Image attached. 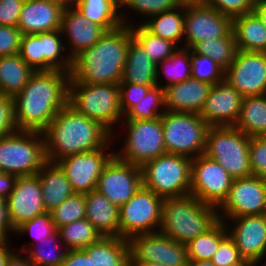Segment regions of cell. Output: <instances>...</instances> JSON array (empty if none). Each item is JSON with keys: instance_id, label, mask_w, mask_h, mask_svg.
Returning <instances> with one entry per match:
<instances>
[{"instance_id": "cell-58", "label": "cell", "mask_w": 266, "mask_h": 266, "mask_svg": "<svg viewBox=\"0 0 266 266\" xmlns=\"http://www.w3.org/2000/svg\"><path fill=\"white\" fill-rule=\"evenodd\" d=\"M11 245L13 244L10 241H0V266H6L10 257L16 252V248L11 250Z\"/></svg>"}, {"instance_id": "cell-54", "label": "cell", "mask_w": 266, "mask_h": 266, "mask_svg": "<svg viewBox=\"0 0 266 266\" xmlns=\"http://www.w3.org/2000/svg\"><path fill=\"white\" fill-rule=\"evenodd\" d=\"M25 0H0V25L17 27Z\"/></svg>"}, {"instance_id": "cell-26", "label": "cell", "mask_w": 266, "mask_h": 266, "mask_svg": "<svg viewBox=\"0 0 266 266\" xmlns=\"http://www.w3.org/2000/svg\"><path fill=\"white\" fill-rule=\"evenodd\" d=\"M120 83L157 85V64L134 39L128 45L127 59Z\"/></svg>"}, {"instance_id": "cell-41", "label": "cell", "mask_w": 266, "mask_h": 266, "mask_svg": "<svg viewBox=\"0 0 266 266\" xmlns=\"http://www.w3.org/2000/svg\"><path fill=\"white\" fill-rule=\"evenodd\" d=\"M165 111L164 89L156 85L123 115V120H152L161 117Z\"/></svg>"}, {"instance_id": "cell-30", "label": "cell", "mask_w": 266, "mask_h": 266, "mask_svg": "<svg viewBox=\"0 0 266 266\" xmlns=\"http://www.w3.org/2000/svg\"><path fill=\"white\" fill-rule=\"evenodd\" d=\"M34 72L18 53L0 57V93L13 98Z\"/></svg>"}, {"instance_id": "cell-16", "label": "cell", "mask_w": 266, "mask_h": 266, "mask_svg": "<svg viewBox=\"0 0 266 266\" xmlns=\"http://www.w3.org/2000/svg\"><path fill=\"white\" fill-rule=\"evenodd\" d=\"M224 80L243 97L264 95L266 91V52L237 50L225 70Z\"/></svg>"}, {"instance_id": "cell-20", "label": "cell", "mask_w": 266, "mask_h": 266, "mask_svg": "<svg viewBox=\"0 0 266 266\" xmlns=\"http://www.w3.org/2000/svg\"><path fill=\"white\" fill-rule=\"evenodd\" d=\"M243 96L227 81L211 86L199 116L209 126H235Z\"/></svg>"}, {"instance_id": "cell-49", "label": "cell", "mask_w": 266, "mask_h": 266, "mask_svg": "<svg viewBox=\"0 0 266 266\" xmlns=\"http://www.w3.org/2000/svg\"><path fill=\"white\" fill-rule=\"evenodd\" d=\"M188 254L185 244L177 242L164 234L163 266H188Z\"/></svg>"}, {"instance_id": "cell-32", "label": "cell", "mask_w": 266, "mask_h": 266, "mask_svg": "<svg viewBox=\"0 0 266 266\" xmlns=\"http://www.w3.org/2000/svg\"><path fill=\"white\" fill-rule=\"evenodd\" d=\"M38 243L25 245L27 247L21 245L17 252L19 250L24 253L34 266H60L62 264L68 249L60 240L58 230Z\"/></svg>"}, {"instance_id": "cell-47", "label": "cell", "mask_w": 266, "mask_h": 266, "mask_svg": "<svg viewBox=\"0 0 266 266\" xmlns=\"http://www.w3.org/2000/svg\"><path fill=\"white\" fill-rule=\"evenodd\" d=\"M249 159L253 175L266 181V136L251 137Z\"/></svg>"}, {"instance_id": "cell-57", "label": "cell", "mask_w": 266, "mask_h": 266, "mask_svg": "<svg viewBox=\"0 0 266 266\" xmlns=\"http://www.w3.org/2000/svg\"><path fill=\"white\" fill-rule=\"evenodd\" d=\"M18 176L0 172V197L7 199L15 187Z\"/></svg>"}, {"instance_id": "cell-14", "label": "cell", "mask_w": 266, "mask_h": 266, "mask_svg": "<svg viewBox=\"0 0 266 266\" xmlns=\"http://www.w3.org/2000/svg\"><path fill=\"white\" fill-rule=\"evenodd\" d=\"M116 139L111 138L97 150L69 155L56 162L71 183L74 193L86 194L96 189L105 165L115 155L111 147H114L112 144Z\"/></svg>"}, {"instance_id": "cell-2", "label": "cell", "mask_w": 266, "mask_h": 266, "mask_svg": "<svg viewBox=\"0 0 266 266\" xmlns=\"http://www.w3.org/2000/svg\"><path fill=\"white\" fill-rule=\"evenodd\" d=\"M48 162L102 148L112 134L98 121L76 112L68 104L63 107L43 131Z\"/></svg>"}, {"instance_id": "cell-17", "label": "cell", "mask_w": 266, "mask_h": 266, "mask_svg": "<svg viewBox=\"0 0 266 266\" xmlns=\"http://www.w3.org/2000/svg\"><path fill=\"white\" fill-rule=\"evenodd\" d=\"M266 214V181L259 176L233 180L229 194L218 208L219 217Z\"/></svg>"}, {"instance_id": "cell-12", "label": "cell", "mask_w": 266, "mask_h": 266, "mask_svg": "<svg viewBox=\"0 0 266 266\" xmlns=\"http://www.w3.org/2000/svg\"><path fill=\"white\" fill-rule=\"evenodd\" d=\"M233 180L214 159L204 154L192 159L190 194L204 204L219 208L226 200Z\"/></svg>"}, {"instance_id": "cell-46", "label": "cell", "mask_w": 266, "mask_h": 266, "mask_svg": "<svg viewBox=\"0 0 266 266\" xmlns=\"http://www.w3.org/2000/svg\"><path fill=\"white\" fill-rule=\"evenodd\" d=\"M18 54L34 71H43L41 33L22 35Z\"/></svg>"}, {"instance_id": "cell-8", "label": "cell", "mask_w": 266, "mask_h": 266, "mask_svg": "<svg viewBox=\"0 0 266 266\" xmlns=\"http://www.w3.org/2000/svg\"><path fill=\"white\" fill-rule=\"evenodd\" d=\"M192 159L165 153L142 167L143 185L163 198L190 194Z\"/></svg>"}, {"instance_id": "cell-64", "label": "cell", "mask_w": 266, "mask_h": 266, "mask_svg": "<svg viewBox=\"0 0 266 266\" xmlns=\"http://www.w3.org/2000/svg\"><path fill=\"white\" fill-rule=\"evenodd\" d=\"M227 266H255L251 261L243 259L240 263H235Z\"/></svg>"}, {"instance_id": "cell-33", "label": "cell", "mask_w": 266, "mask_h": 266, "mask_svg": "<svg viewBox=\"0 0 266 266\" xmlns=\"http://www.w3.org/2000/svg\"><path fill=\"white\" fill-rule=\"evenodd\" d=\"M74 6L89 21L106 31L123 25L121 8L113 0H76Z\"/></svg>"}, {"instance_id": "cell-19", "label": "cell", "mask_w": 266, "mask_h": 266, "mask_svg": "<svg viewBox=\"0 0 266 266\" xmlns=\"http://www.w3.org/2000/svg\"><path fill=\"white\" fill-rule=\"evenodd\" d=\"M10 222L14 229L23 222L46 212L38 175L18 176L15 187L6 199Z\"/></svg>"}, {"instance_id": "cell-53", "label": "cell", "mask_w": 266, "mask_h": 266, "mask_svg": "<svg viewBox=\"0 0 266 266\" xmlns=\"http://www.w3.org/2000/svg\"><path fill=\"white\" fill-rule=\"evenodd\" d=\"M17 131L14 121L13 98L0 93V137Z\"/></svg>"}, {"instance_id": "cell-27", "label": "cell", "mask_w": 266, "mask_h": 266, "mask_svg": "<svg viewBox=\"0 0 266 266\" xmlns=\"http://www.w3.org/2000/svg\"><path fill=\"white\" fill-rule=\"evenodd\" d=\"M237 50L266 52V28L253 11L233 18Z\"/></svg>"}, {"instance_id": "cell-62", "label": "cell", "mask_w": 266, "mask_h": 266, "mask_svg": "<svg viewBox=\"0 0 266 266\" xmlns=\"http://www.w3.org/2000/svg\"><path fill=\"white\" fill-rule=\"evenodd\" d=\"M188 266H215L211 260L189 261Z\"/></svg>"}, {"instance_id": "cell-45", "label": "cell", "mask_w": 266, "mask_h": 266, "mask_svg": "<svg viewBox=\"0 0 266 266\" xmlns=\"http://www.w3.org/2000/svg\"><path fill=\"white\" fill-rule=\"evenodd\" d=\"M55 224L52 221L51 213L44 212L42 214L37 215L31 220L23 222L20 226L15 229V234L20 235H30L33 239V244H36L47 236L52 235L56 231Z\"/></svg>"}, {"instance_id": "cell-34", "label": "cell", "mask_w": 266, "mask_h": 266, "mask_svg": "<svg viewBox=\"0 0 266 266\" xmlns=\"http://www.w3.org/2000/svg\"><path fill=\"white\" fill-rule=\"evenodd\" d=\"M62 37L60 29L41 33L43 71L60 70L70 73L72 58L67 52Z\"/></svg>"}, {"instance_id": "cell-10", "label": "cell", "mask_w": 266, "mask_h": 266, "mask_svg": "<svg viewBox=\"0 0 266 266\" xmlns=\"http://www.w3.org/2000/svg\"><path fill=\"white\" fill-rule=\"evenodd\" d=\"M126 128V139L122 151H114L122 161L142 167L166 152L161 117L152 120H122ZM126 124V125H125Z\"/></svg>"}, {"instance_id": "cell-68", "label": "cell", "mask_w": 266, "mask_h": 266, "mask_svg": "<svg viewBox=\"0 0 266 266\" xmlns=\"http://www.w3.org/2000/svg\"><path fill=\"white\" fill-rule=\"evenodd\" d=\"M264 5H266V0H260Z\"/></svg>"}, {"instance_id": "cell-1", "label": "cell", "mask_w": 266, "mask_h": 266, "mask_svg": "<svg viewBox=\"0 0 266 266\" xmlns=\"http://www.w3.org/2000/svg\"><path fill=\"white\" fill-rule=\"evenodd\" d=\"M69 72L35 71L23 89L13 97L17 130L43 132L68 104Z\"/></svg>"}, {"instance_id": "cell-9", "label": "cell", "mask_w": 266, "mask_h": 266, "mask_svg": "<svg viewBox=\"0 0 266 266\" xmlns=\"http://www.w3.org/2000/svg\"><path fill=\"white\" fill-rule=\"evenodd\" d=\"M161 121L167 153L191 159L204 154L209 125L199 114L166 110Z\"/></svg>"}, {"instance_id": "cell-39", "label": "cell", "mask_w": 266, "mask_h": 266, "mask_svg": "<svg viewBox=\"0 0 266 266\" xmlns=\"http://www.w3.org/2000/svg\"><path fill=\"white\" fill-rule=\"evenodd\" d=\"M130 27L133 39L157 65L169 59L179 48L170 40L152 35L141 24L131 25Z\"/></svg>"}, {"instance_id": "cell-60", "label": "cell", "mask_w": 266, "mask_h": 266, "mask_svg": "<svg viewBox=\"0 0 266 266\" xmlns=\"http://www.w3.org/2000/svg\"><path fill=\"white\" fill-rule=\"evenodd\" d=\"M253 11L258 15L262 24L266 28V5H264L260 0H257Z\"/></svg>"}, {"instance_id": "cell-52", "label": "cell", "mask_w": 266, "mask_h": 266, "mask_svg": "<svg viewBox=\"0 0 266 266\" xmlns=\"http://www.w3.org/2000/svg\"><path fill=\"white\" fill-rule=\"evenodd\" d=\"M22 35L18 27L0 25V57L19 53Z\"/></svg>"}, {"instance_id": "cell-36", "label": "cell", "mask_w": 266, "mask_h": 266, "mask_svg": "<svg viewBox=\"0 0 266 266\" xmlns=\"http://www.w3.org/2000/svg\"><path fill=\"white\" fill-rule=\"evenodd\" d=\"M228 235L226 224L219 220L211 229L186 244L189 261L211 260L220 242Z\"/></svg>"}, {"instance_id": "cell-13", "label": "cell", "mask_w": 266, "mask_h": 266, "mask_svg": "<svg viewBox=\"0 0 266 266\" xmlns=\"http://www.w3.org/2000/svg\"><path fill=\"white\" fill-rule=\"evenodd\" d=\"M233 18L222 14L204 2H185L184 48L191 49L206 39L229 36Z\"/></svg>"}, {"instance_id": "cell-11", "label": "cell", "mask_w": 266, "mask_h": 266, "mask_svg": "<svg viewBox=\"0 0 266 266\" xmlns=\"http://www.w3.org/2000/svg\"><path fill=\"white\" fill-rule=\"evenodd\" d=\"M164 198L142 185L119 207L120 238L160 231Z\"/></svg>"}, {"instance_id": "cell-44", "label": "cell", "mask_w": 266, "mask_h": 266, "mask_svg": "<svg viewBox=\"0 0 266 266\" xmlns=\"http://www.w3.org/2000/svg\"><path fill=\"white\" fill-rule=\"evenodd\" d=\"M191 78L211 85L224 80L225 70L208 56L196 54L190 49Z\"/></svg>"}, {"instance_id": "cell-65", "label": "cell", "mask_w": 266, "mask_h": 266, "mask_svg": "<svg viewBox=\"0 0 266 266\" xmlns=\"http://www.w3.org/2000/svg\"><path fill=\"white\" fill-rule=\"evenodd\" d=\"M113 1L121 8L125 0H113Z\"/></svg>"}, {"instance_id": "cell-24", "label": "cell", "mask_w": 266, "mask_h": 266, "mask_svg": "<svg viewBox=\"0 0 266 266\" xmlns=\"http://www.w3.org/2000/svg\"><path fill=\"white\" fill-rule=\"evenodd\" d=\"M86 219L102 237H120L119 207L112 204L101 192L85 194Z\"/></svg>"}, {"instance_id": "cell-18", "label": "cell", "mask_w": 266, "mask_h": 266, "mask_svg": "<svg viewBox=\"0 0 266 266\" xmlns=\"http://www.w3.org/2000/svg\"><path fill=\"white\" fill-rule=\"evenodd\" d=\"M219 219L226 224L228 235L234 240L244 259L251 261L254 265L265 260L266 214L219 217Z\"/></svg>"}, {"instance_id": "cell-43", "label": "cell", "mask_w": 266, "mask_h": 266, "mask_svg": "<svg viewBox=\"0 0 266 266\" xmlns=\"http://www.w3.org/2000/svg\"><path fill=\"white\" fill-rule=\"evenodd\" d=\"M50 213L56 229L86 218L85 194L74 193Z\"/></svg>"}, {"instance_id": "cell-38", "label": "cell", "mask_w": 266, "mask_h": 266, "mask_svg": "<svg viewBox=\"0 0 266 266\" xmlns=\"http://www.w3.org/2000/svg\"><path fill=\"white\" fill-rule=\"evenodd\" d=\"M57 230L60 240L68 250L85 249L102 238L86 218L63 225Z\"/></svg>"}, {"instance_id": "cell-7", "label": "cell", "mask_w": 266, "mask_h": 266, "mask_svg": "<svg viewBox=\"0 0 266 266\" xmlns=\"http://www.w3.org/2000/svg\"><path fill=\"white\" fill-rule=\"evenodd\" d=\"M250 140L234 126H209L204 155L217 161L234 179L250 177Z\"/></svg>"}, {"instance_id": "cell-40", "label": "cell", "mask_w": 266, "mask_h": 266, "mask_svg": "<svg viewBox=\"0 0 266 266\" xmlns=\"http://www.w3.org/2000/svg\"><path fill=\"white\" fill-rule=\"evenodd\" d=\"M196 54L208 56L226 70L233 62L237 46L234 33L218 39H206L191 48Z\"/></svg>"}, {"instance_id": "cell-61", "label": "cell", "mask_w": 266, "mask_h": 266, "mask_svg": "<svg viewBox=\"0 0 266 266\" xmlns=\"http://www.w3.org/2000/svg\"><path fill=\"white\" fill-rule=\"evenodd\" d=\"M47 1L54 2L58 5H61L65 9V8L73 7L75 5L76 0H47Z\"/></svg>"}, {"instance_id": "cell-15", "label": "cell", "mask_w": 266, "mask_h": 266, "mask_svg": "<svg viewBox=\"0 0 266 266\" xmlns=\"http://www.w3.org/2000/svg\"><path fill=\"white\" fill-rule=\"evenodd\" d=\"M142 185L143 174L141 167L122 161L114 155L100 174L96 190L101 192L112 204L120 207Z\"/></svg>"}, {"instance_id": "cell-4", "label": "cell", "mask_w": 266, "mask_h": 266, "mask_svg": "<svg viewBox=\"0 0 266 266\" xmlns=\"http://www.w3.org/2000/svg\"><path fill=\"white\" fill-rule=\"evenodd\" d=\"M219 220L218 208L204 204L192 194L168 197L163 200L160 232L186 245Z\"/></svg>"}, {"instance_id": "cell-5", "label": "cell", "mask_w": 266, "mask_h": 266, "mask_svg": "<svg viewBox=\"0 0 266 266\" xmlns=\"http://www.w3.org/2000/svg\"><path fill=\"white\" fill-rule=\"evenodd\" d=\"M68 105L89 119L98 121L112 134V138L116 137L115 126L123 120L119 84H86L70 78Z\"/></svg>"}, {"instance_id": "cell-6", "label": "cell", "mask_w": 266, "mask_h": 266, "mask_svg": "<svg viewBox=\"0 0 266 266\" xmlns=\"http://www.w3.org/2000/svg\"><path fill=\"white\" fill-rule=\"evenodd\" d=\"M46 162L43 132L17 130L0 137V172L36 175Z\"/></svg>"}, {"instance_id": "cell-31", "label": "cell", "mask_w": 266, "mask_h": 266, "mask_svg": "<svg viewBox=\"0 0 266 266\" xmlns=\"http://www.w3.org/2000/svg\"><path fill=\"white\" fill-rule=\"evenodd\" d=\"M234 127L250 137L266 136V96L243 97L240 115Z\"/></svg>"}, {"instance_id": "cell-29", "label": "cell", "mask_w": 266, "mask_h": 266, "mask_svg": "<svg viewBox=\"0 0 266 266\" xmlns=\"http://www.w3.org/2000/svg\"><path fill=\"white\" fill-rule=\"evenodd\" d=\"M184 16L185 3H182L174 10L149 17L141 25L152 35L170 40L179 48H183Z\"/></svg>"}, {"instance_id": "cell-42", "label": "cell", "mask_w": 266, "mask_h": 266, "mask_svg": "<svg viewBox=\"0 0 266 266\" xmlns=\"http://www.w3.org/2000/svg\"><path fill=\"white\" fill-rule=\"evenodd\" d=\"M183 2L181 0H125L123 6L121 7V18L124 25L131 26L135 24H142L149 17L160 14L162 12L174 10L180 6ZM127 11H126V10ZM124 10V11H123ZM133 11L136 15L143 16L142 20L139 22H133L127 15L129 11ZM126 15V16H125ZM128 16V17H127ZM144 18V19H143ZM131 20L130 21H128ZM130 22V23H129Z\"/></svg>"}, {"instance_id": "cell-59", "label": "cell", "mask_w": 266, "mask_h": 266, "mask_svg": "<svg viewBox=\"0 0 266 266\" xmlns=\"http://www.w3.org/2000/svg\"><path fill=\"white\" fill-rule=\"evenodd\" d=\"M6 266H34V265L29 261L28 257L24 253L16 251L8 260Z\"/></svg>"}, {"instance_id": "cell-66", "label": "cell", "mask_w": 266, "mask_h": 266, "mask_svg": "<svg viewBox=\"0 0 266 266\" xmlns=\"http://www.w3.org/2000/svg\"><path fill=\"white\" fill-rule=\"evenodd\" d=\"M183 3L185 2H203L204 0H181Z\"/></svg>"}, {"instance_id": "cell-21", "label": "cell", "mask_w": 266, "mask_h": 266, "mask_svg": "<svg viewBox=\"0 0 266 266\" xmlns=\"http://www.w3.org/2000/svg\"><path fill=\"white\" fill-rule=\"evenodd\" d=\"M60 30L72 59L92 47L106 33L103 27L89 21L75 6L64 9Z\"/></svg>"}, {"instance_id": "cell-35", "label": "cell", "mask_w": 266, "mask_h": 266, "mask_svg": "<svg viewBox=\"0 0 266 266\" xmlns=\"http://www.w3.org/2000/svg\"><path fill=\"white\" fill-rule=\"evenodd\" d=\"M128 241L130 262L162 264L164 254V234L162 232L138 234Z\"/></svg>"}, {"instance_id": "cell-56", "label": "cell", "mask_w": 266, "mask_h": 266, "mask_svg": "<svg viewBox=\"0 0 266 266\" xmlns=\"http://www.w3.org/2000/svg\"><path fill=\"white\" fill-rule=\"evenodd\" d=\"M60 266H92V258L82 250H68Z\"/></svg>"}, {"instance_id": "cell-25", "label": "cell", "mask_w": 266, "mask_h": 266, "mask_svg": "<svg viewBox=\"0 0 266 266\" xmlns=\"http://www.w3.org/2000/svg\"><path fill=\"white\" fill-rule=\"evenodd\" d=\"M43 194L44 208L51 212L74 194L71 183L57 163L46 162L37 173Z\"/></svg>"}, {"instance_id": "cell-63", "label": "cell", "mask_w": 266, "mask_h": 266, "mask_svg": "<svg viewBox=\"0 0 266 266\" xmlns=\"http://www.w3.org/2000/svg\"><path fill=\"white\" fill-rule=\"evenodd\" d=\"M130 266H163V265L154 262H130Z\"/></svg>"}, {"instance_id": "cell-28", "label": "cell", "mask_w": 266, "mask_h": 266, "mask_svg": "<svg viewBox=\"0 0 266 266\" xmlns=\"http://www.w3.org/2000/svg\"><path fill=\"white\" fill-rule=\"evenodd\" d=\"M92 266H130L129 241L120 237H102L98 242L82 249Z\"/></svg>"}, {"instance_id": "cell-23", "label": "cell", "mask_w": 266, "mask_h": 266, "mask_svg": "<svg viewBox=\"0 0 266 266\" xmlns=\"http://www.w3.org/2000/svg\"><path fill=\"white\" fill-rule=\"evenodd\" d=\"M211 86L194 78L171 84L164 88L165 109L200 114Z\"/></svg>"}, {"instance_id": "cell-3", "label": "cell", "mask_w": 266, "mask_h": 266, "mask_svg": "<svg viewBox=\"0 0 266 266\" xmlns=\"http://www.w3.org/2000/svg\"><path fill=\"white\" fill-rule=\"evenodd\" d=\"M131 27L122 25L106 33L90 48L72 59L70 78L86 84H120Z\"/></svg>"}, {"instance_id": "cell-51", "label": "cell", "mask_w": 266, "mask_h": 266, "mask_svg": "<svg viewBox=\"0 0 266 266\" xmlns=\"http://www.w3.org/2000/svg\"><path fill=\"white\" fill-rule=\"evenodd\" d=\"M120 106L123 115L142 98L153 86L134 83H120Z\"/></svg>"}, {"instance_id": "cell-37", "label": "cell", "mask_w": 266, "mask_h": 266, "mask_svg": "<svg viewBox=\"0 0 266 266\" xmlns=\"http://www.w3.org/2000/svg\"><path fill=\"white\" fill-rule=\"evenodd\" d=\"M160 75L162 78L163 75L165 79L167 78L165 84L164 81L161 82ZM189 78H191V61L190 49L188 48H178L169 59L157 65V85L163 89L171 84L181 83Z\"/></svg>"}, {"instance_id": "cell-22", "label": "cell", "mask_w": 266, "mask_h": 266, "mask_svg": "<svg viewBox=\"0 0 266 266\" xmlns=\"http://www.w3.org/2000/svg\"><path fill=\"white\" fill-rule=\"evenodd\" d=\"M64 8L47 0H25L17 27L23 35L51 32L61 28Z\"/></svg>"}, {"instance_id": "cell-50", "label": "cell", "mask_w": 266, "mask_h": 266, "mask_svg": "<svg viewBox=\"0 0 266 266\" xmlns=\"http://www.w3.org/2000/svg\"><path fill=\"white\" fill-rule=\"evenodd\" d=\"M244 258L240 255L234 240L227 235L219 244L217 251L211 258L215 266H227L240 263Z\"/></svg>"}, {"instance_id": "cell-48", "label": "cell", "mask_w": 266, "mask_h": 266, "mask_svg": "<svg viewBox=\"0 0 266 266\" xmlns=\"http://www.w3.org/2000/svg\"><path fill=\"white\" fill-rule=\"evenodd\" d=\"M203 2L222 14L234 18L253 12L257 0H204Z\"/></svg>"}, {"instance_id": "cell-55", "label": "cell", "mask_w": 266, "mask_h": 266, "mask_svg": "<svg viewBox=\"0 0 266 266\" xmlns=\"http://www.w3.org/2000/svg\"><path fill=\"white\" fill-rule=\"evenodd\" d=\"M15 229L13 228L9 212L7 208L6 199L0 197V241H10V237H14Z\"/></svg>"}, {"instance_id": "cell-67", "label": "cell", "mask_w": 266, "mask_h": 266, "mask_svg": "<svg viewBox=\"0 0 266 266\" xmlns=\"http://www.w3.org/2000/svg\"><path fill=\"white\" fill-rule=\"evenodd\" d=\"M262 262H260V263H256L255 264V266H260L259 264H261ZM262 266V265H261ZM263 266H266V262L264 263V265Z\"/></svg>"}]
</instances>
